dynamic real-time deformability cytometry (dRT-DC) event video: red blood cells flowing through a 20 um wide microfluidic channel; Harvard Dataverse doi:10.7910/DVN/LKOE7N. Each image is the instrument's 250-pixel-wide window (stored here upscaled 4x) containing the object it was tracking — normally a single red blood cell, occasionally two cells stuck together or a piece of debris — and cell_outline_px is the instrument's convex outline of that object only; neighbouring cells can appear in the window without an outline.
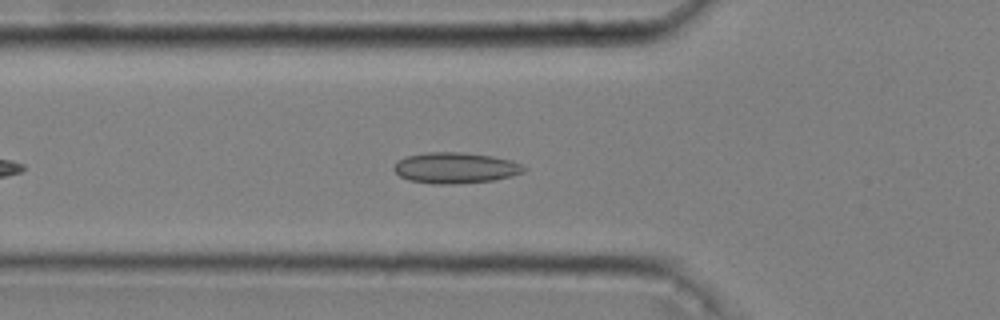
{"species": "common noctule bat (a hibernating species)", "species_latin": "Nyctalus noctula", "temperature_condition": "cold", "stored_images_in_passage": 42, "camera_frame_rate_fps": 3000, "um_per_image_px": 0.085, "animal": {"sex": "male", "body_mass_g": 20.4}, "frame": {"image": 1, "passage_image": 8, "time_ms": 2.333, "image_size_px": [1000, 320], "cell_outline_px": [[528, 168], [524, 172], [512, 176], [496, 180], [452, 184], [432, 184], [408, 180], [400, 176], [392, 168], [400, 160], [408, 156], [428, 152], [460, 152], [492, 156], [512, 160]], "centroid_in_image_um": [38.75, 14.28], "position_along_channel_um": 87.1, "area_um2": 23.41}}
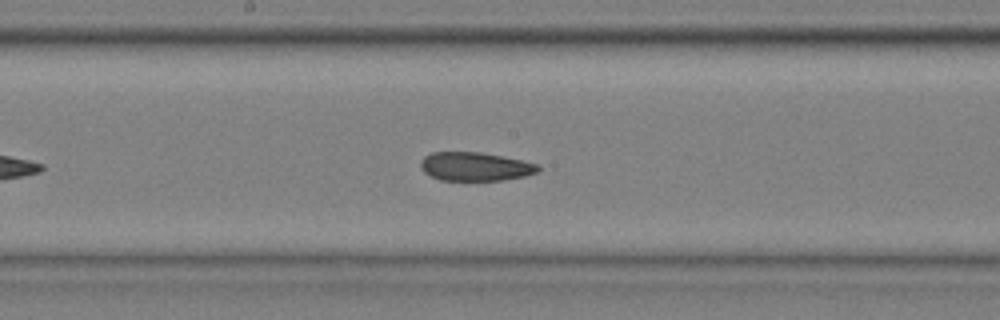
{"frame": {"image": 2, "passage_image": 18, "time_ms": 5.667, "image_size_px": [1000, 320], "cell_outline_px": [[540, 168], [536, 172], [524, 176], [500, 180], [440, 180], [424, 172], [420, 168], [420, 160], [424, 156], [432, 152], [480, 152], [540, 164]], "centroid_in_image_um": [40.35, 14.15], "position_along_channel_um": 207.9, "area_um2": 19.48}}
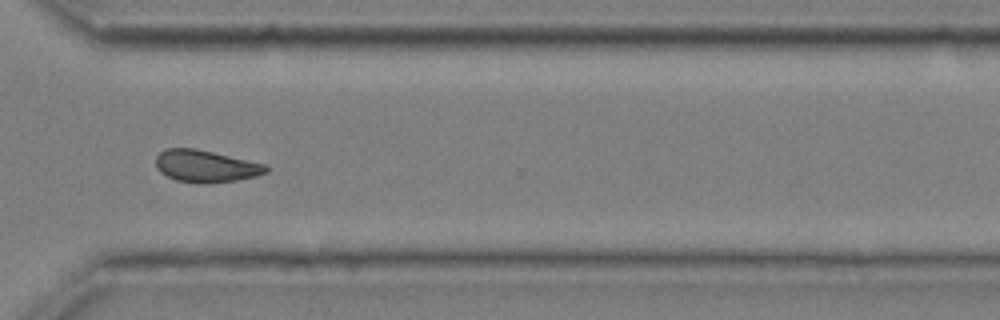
{"frame": {"image": 3, "passage_image": 30, "time_ms": 9.667, "image_size_px": [1000, 320], "cell_outline_px": [[268, 172], [256, 176], [236, 180], [204, 184], [176, 180], [160, 172], [156, 168], [156, 156], [160, 152], [168, 148], [196, 148], [268, 164]], "centroid_in_image_um": [17.51, 14.12], "position_along_channel_um": 353.1, "area_um2": 20.75}, "authors_computed_cell_mechanics": {"area_um2": 20.5479, "velocity_mm_per_s": 3.6164, "shape_relaxation_time_tau1_ms": null, "shape_relaxation_time_tau2_ms": 3.5841, "deformation_change_tau1": null, "deformation_change_tau2": 0.0773}}